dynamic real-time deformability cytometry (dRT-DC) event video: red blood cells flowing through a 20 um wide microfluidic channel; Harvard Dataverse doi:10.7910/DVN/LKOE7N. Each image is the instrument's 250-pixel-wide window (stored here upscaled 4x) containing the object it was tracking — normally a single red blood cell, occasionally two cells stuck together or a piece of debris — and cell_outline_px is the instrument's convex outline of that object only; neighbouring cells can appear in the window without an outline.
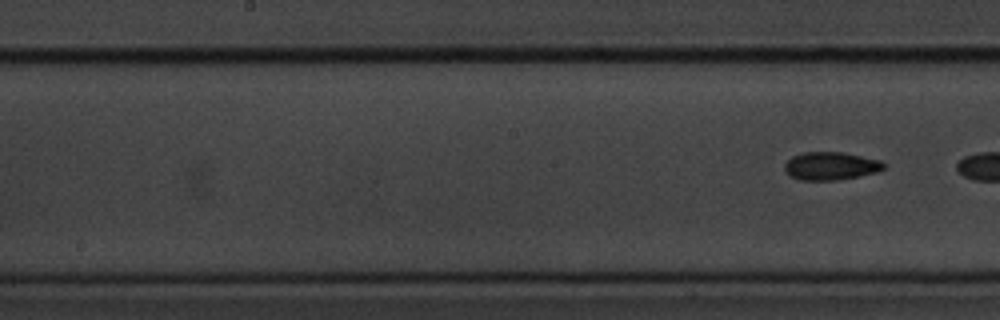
{"species": "common noctule bat (a hibernating species)", "species_latin": "Nyctalus noctula", "temperature_condition": "cold", "stored_images_in_passage": 9, "segment_of_instrument_passage": [2, 2], "camera_frame_rate_fps": 3000, "um_per_image_px": 0.085, "animal": {"sex": "male", "body_mass_g": 20.1, "forearm_length_mm": 53.5}, "frame": {"image": 1, "passage_image": 9, "time_ms": 10.333, "image_size_px": [1000, 320], "cell_outline_px": [[888, 164], [880, 172], [860, 176], [836, 180], [800, 180], [788, 176], [784, 172], [784, 164], [792, 156], [804, 152], [844, 152], [880, 160]], "centroid_in_image_um": [70.62, 14.11], "position_along_channel_um": 177.6, "area_um2": 16.53}}